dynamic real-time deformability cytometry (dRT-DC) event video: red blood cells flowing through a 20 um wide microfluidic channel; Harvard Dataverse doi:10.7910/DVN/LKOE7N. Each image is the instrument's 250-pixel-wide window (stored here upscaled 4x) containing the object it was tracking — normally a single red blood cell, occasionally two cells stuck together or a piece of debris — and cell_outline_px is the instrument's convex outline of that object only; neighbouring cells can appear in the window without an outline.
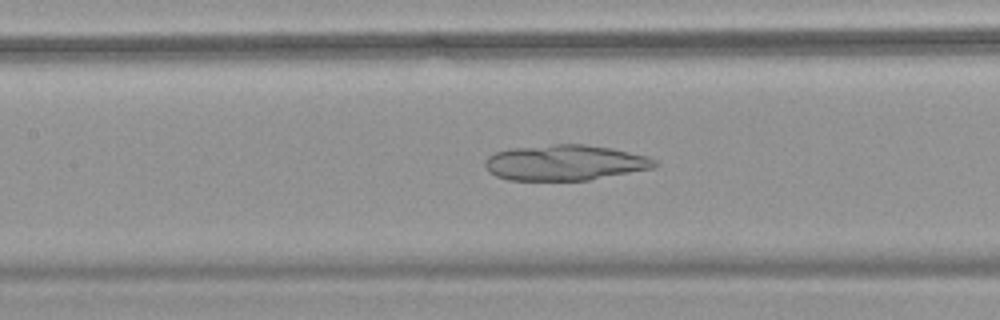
{"species": "common noctule bat (a hibernating species)", "species_latin": "Nyctalus noctula", "temperature_condition": "warm", "stored_images_in_passage": 41, "camera_frame_rate_fps": 3000, "um_per_image_px": 0.085, "animal": {"sex": "female", "body_mass_g": 18.4}, "frame": {"image": 1, "passage_image": 12, "time_ms": 3.667, "image_size_px": [1000, 320], "cell_outline_px": [[660, 164], [656, 168], [588, 180], [508, 180], [496, 176], [488, 172], [484, 164], [484, 160], [488, 156], [496, 152], [512, 148], [552, 144], [584, 144], [612, 148], [648, 156], [656, 160]], "centroid_in_image_um": [48.05, 13.82], "position_along_channel_um": 159.4, "area_um2": 35.49}}
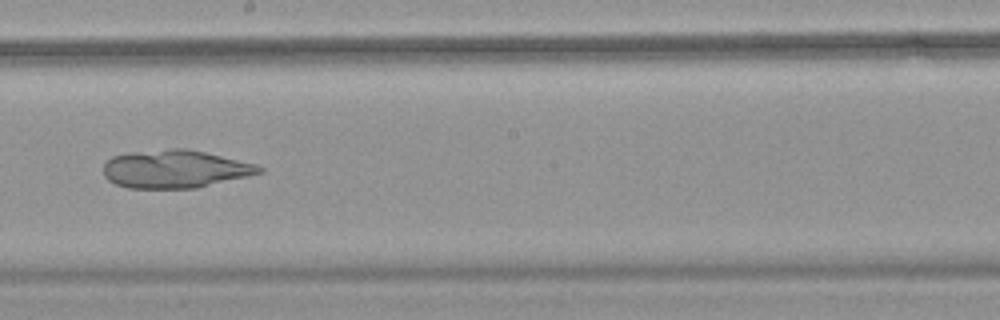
{"frame": {"image": 2, "passage_image": 18, "time_ms": 5.667, "image_size_px": [1000, 320], "cell_outline_px": [[264, 172], [248, 176], [196, 188], [128, 188], [116, 184], [108, 180], [104, 176], [104, 164], [112, 156], [128, 152], [172, 148], [188, 148], [256, 164], [264, 168]], "centroid_in_image_um": [14.87, 14.36], "position_along_channel_um": 233.3, "area_um2": 34.56}}
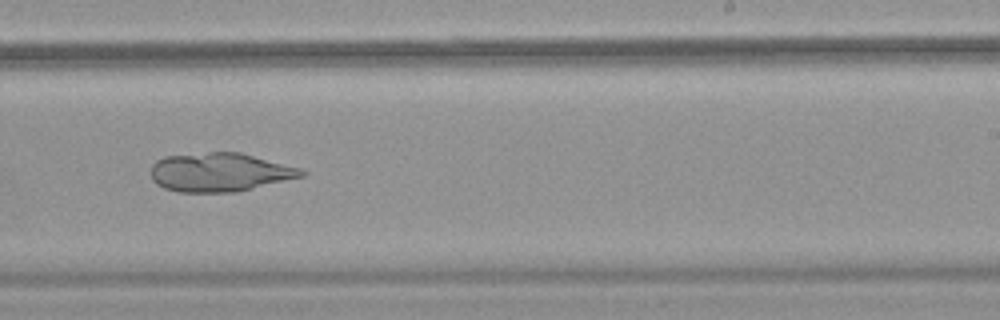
{"frame": {"image": 3, "passage_image": 21, "time_ms": 6.667, "image_size_px": [1000, 320], "cell_outline_px": [[308, 172], [304, 176], [236, 192], [180, 192], [164, 188], [156, 184], [152, 180], [152, 164], [156, 160], [164, 156], [208, 152], [240, 152], [304, 168]], "centroid_in_image_um": [18.72, 14.63], "position_along_channel_um": 270.3, "area_um2": 34.28}}